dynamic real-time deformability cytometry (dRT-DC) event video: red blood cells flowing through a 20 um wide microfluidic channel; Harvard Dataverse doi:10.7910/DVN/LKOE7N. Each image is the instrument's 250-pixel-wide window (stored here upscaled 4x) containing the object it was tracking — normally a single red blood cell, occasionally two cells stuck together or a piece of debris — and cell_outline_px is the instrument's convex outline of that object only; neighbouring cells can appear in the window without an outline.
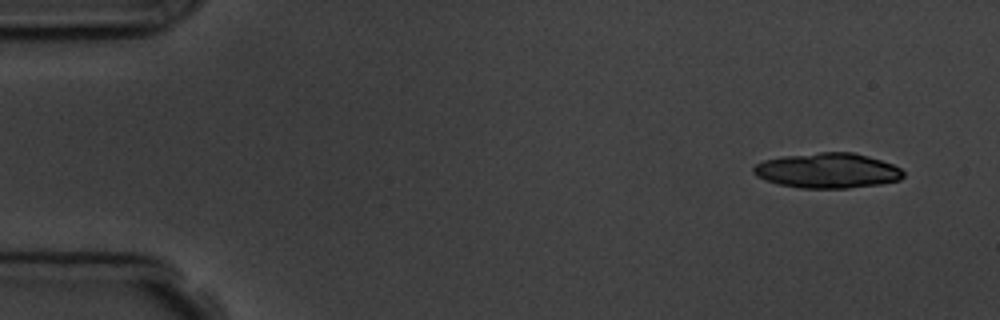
{"species": "common noctule bat (a hibernating species)", "species_latin": "Nyctalus noctula", "temperature_condition": "room temperature", "stored_images_in_passage": 4, "camera_frame_rate_fps": 3000, "um_per_image_px": 0.085, "animal": {"sex": "male", "body_mass_g": 19.5, "forearm_length_mm": 54.6}, "frame": {"image": 1, "passage_image": 1, "time_ms": 0.0, "image_size_px": [1000, 320], "cell_outline_px": [[904, 176], [900, 180], [880, 184], [848, 188], [800, 188], [776, 184], [756, 176], [752, 172], [752, 168], [756, 164], [764, 160], [784, 156], [820, 152], [852, 152], [868, 156], [892, 164], [900, 168], [904, 172]], "centroid_in_image_um": [70.33, 14.5], "position_along_channel_um": 14.7, "area_um2": 30.69}}